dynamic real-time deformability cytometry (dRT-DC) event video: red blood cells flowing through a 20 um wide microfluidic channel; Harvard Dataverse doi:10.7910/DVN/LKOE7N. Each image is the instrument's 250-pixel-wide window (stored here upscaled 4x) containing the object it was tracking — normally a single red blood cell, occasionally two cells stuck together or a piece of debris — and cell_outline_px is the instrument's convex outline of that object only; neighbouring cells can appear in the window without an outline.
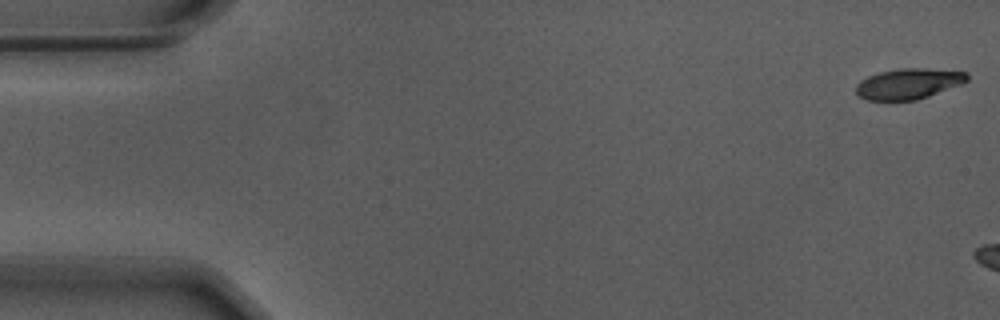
{"species": "Egyptian fruit bat (a non-hibernating species)", "species_latin": "Rousettus aegyptiacus", "temperature_condition": "warm", "stored_images_in_passage": 10, "camera_frame_rate_fps": 3000, "um_per_image_px": 0.085, "animal": {"sex": "male"}, "frame": {"image": 1, "passage_image": 1, "time_ms": 0.0, "image_size_px": [1000, 320], "cell_outline_px": [[968, 80], [960, 84], [928, 96], [916, 100], [868, 100], [860, 96], [856, 92], [856, 84], [860, 80], [868, 76], [880, 72], [900, 68], [924, 68], [968, 72]], "centroid_in_image_um": [77.21, 7.11], "position_along_channel_um": 7.8, "area_um2": 19.65}}